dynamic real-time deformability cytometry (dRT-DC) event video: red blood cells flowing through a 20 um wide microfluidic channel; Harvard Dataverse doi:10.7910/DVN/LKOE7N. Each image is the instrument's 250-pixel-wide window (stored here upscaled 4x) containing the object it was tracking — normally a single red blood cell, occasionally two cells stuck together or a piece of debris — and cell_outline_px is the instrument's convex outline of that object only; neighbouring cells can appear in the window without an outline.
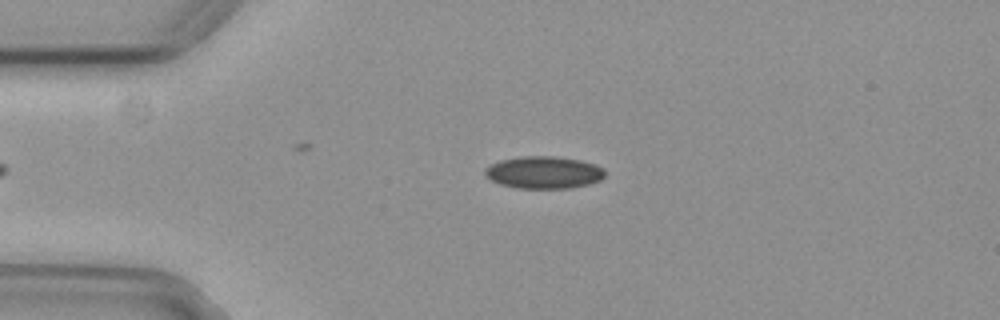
{"species": "common noctule bat (a hibernating species)", "species_latin": "Nyctalus noctula", "temperature_condition": "cold", "stored_images_in_passage": 40, "camera_frame_rate_fps": 3000, "um_per_image_px": 0.085, "animal": {"sex": "female", "body_mass_g": 29.2, "forearm_length_mm": 56.3}, "frame": {"image": 1, "passage_image": 3, "time_ms": 0.667, "image_size_px": [1000, 320], "cell_outline_px": [[604, 176], [600, 180], [588, 184], [572, 188], [516, 188], [500, 184], [492, 180], [484, 172], [484, 168], [488, 164], [500, 160], [520, 156], [556, 156], [580, 160], [596, 164], [604, 168]], "centroid_in_image_um": [46.22, 14.64], "position_along_channel_um": 38.8, "area_um2": 22.72}}
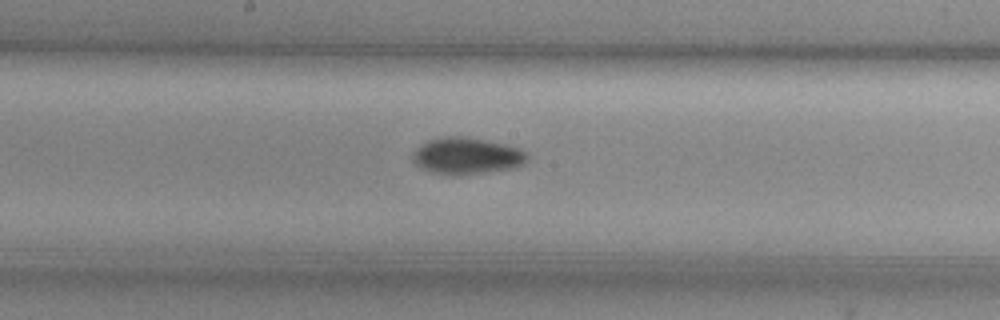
{"frame": {"image": 2, "passage_image": 19, "time_ms": 6.0, "image_size_px": [1000, 320], "cell_outline_px": [[528, 160], [512, 168], [456, 176], [452, 176], [428, 172], [412, 164], [412, 156], [416, 148], [420, 144], [428, 140], [440, 136], [468, 136], [488, 140], [520, 148], [528, 156]], "centroid_in_image_um": [39.59, 13.25], "position_along_channel_um": 208.6, "area_um2": 24.91}}
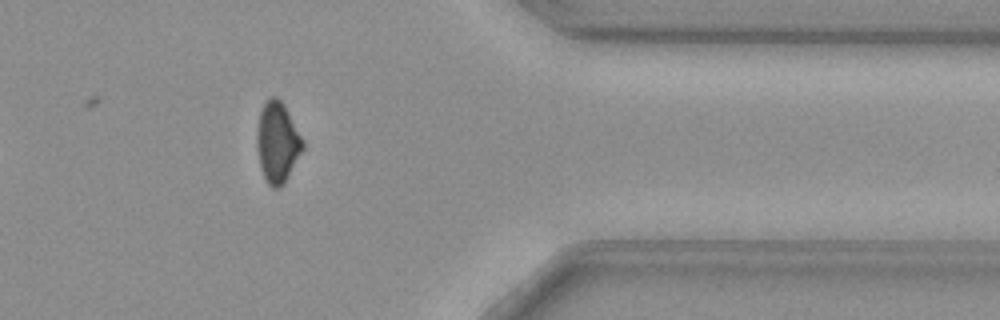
{"frame": {"image": 3, "passage_image": 35, "time_ms": 11.333, "image_size_px": [1000, 320], "cell_outline_px": [[304, 148], [284, 184], [280, 188], [272, 188], [268, 184], [260, 168], [256, 144], [256, 136], [260, 112], [264, 104], [272, 96], [276, 96], [284, 104], [304, 140]], "centroid_in_image_um": [23.59, 12.12], "position_along_channel_um": 387.8, "area_um2": 21.62}, "authors_computed_cell_mechanics": {"area_um2": 22.7154, "velocity_mm_per_s": 3.7411, "shape_relaxation_time_tau1_ms": 5.2472, "shape_relaxation_time_tau2_ms": null, "deformation_change_tau1": 0.0931, "deformation_change_tau2": null}}